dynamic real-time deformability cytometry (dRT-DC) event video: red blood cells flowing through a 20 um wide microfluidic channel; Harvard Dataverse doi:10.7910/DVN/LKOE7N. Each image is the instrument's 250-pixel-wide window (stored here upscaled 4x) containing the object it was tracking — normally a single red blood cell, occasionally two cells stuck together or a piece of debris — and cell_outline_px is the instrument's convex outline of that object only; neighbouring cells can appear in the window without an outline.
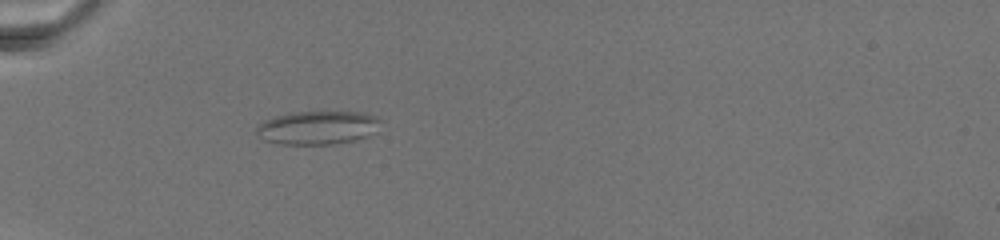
{"species": "common noctule bat (a hibernating species)", "species_latin": "Nyctalus noctula", "temperature_condition": "warm", "stored_images_in_passage": 73, "camera_frame_rate_fps": 3000, "um_per_image_px": 0.085, "animal": {"sex": "female", "body_mass_g": 19.5, "forearm_length_mm": 54.1}, "frame": {"image": 1, "passage_image": 1, "time_ms": 0.0, "image_size_px": [1000, 240], "cell_outline_px": [[380, 120], [376, 132], [368, 136], [352, 140], [332, 144], [280, 144], [264, 140], [256, 136], [256, 128], [264, 120], [288, 112], [360, 112], [376, 116]], "centroid_in_image_um": [26.96, 10.85], "position_along_channel_um": 58.0, "area_um2": 24.22}}
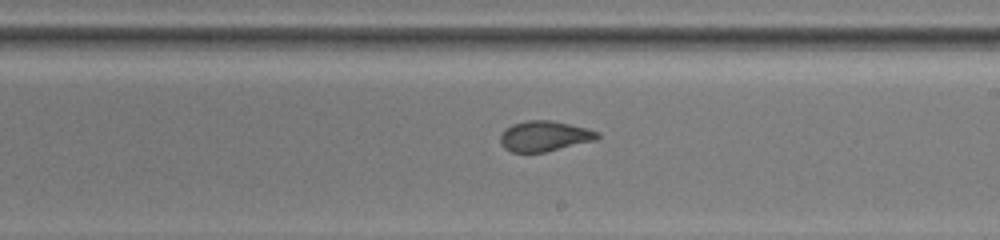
{"frame": {"image": 2, "passage_image": 30, "time_ms": 7.0, "image_size_px": [1000, 240], "cell_outline_px": [[600, 136], [596, 140], [544, 152], [512, 152], [504, 148], [500, 144], [500, 136], [504, 128], [512, 124], [528, 120], [552, 120], [588, 128], [600, 132]], "centroid_in_image_um": [46.27, 11.56], "position_along_channel_um": 242.7, "area_um2": 17.34}}
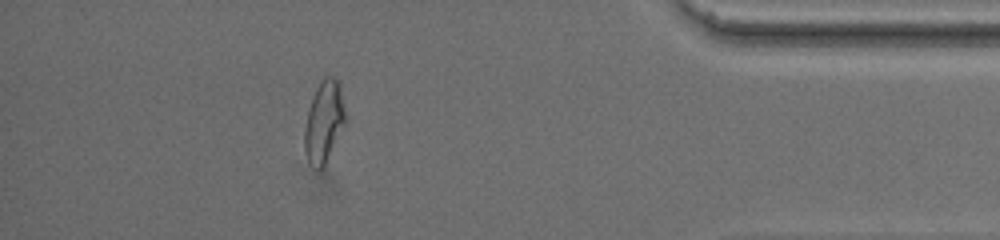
{"frame": {"image": 3, "passage_image": 61, "time_ms": 14.0, "image_size_px": [1000, 240], "cell_outline_px": [[344, 124], [324, 164], [320, 168], [308, 160], [304, 148], [304, 128], [312, 96], [320, 80], [324, 76], [332, 76], [340, 80], [344, 112]], "centroid_in_image_um": [27.52, 10.23], "position_along_channel_um": 407.7, "area_um2": 18.79}}